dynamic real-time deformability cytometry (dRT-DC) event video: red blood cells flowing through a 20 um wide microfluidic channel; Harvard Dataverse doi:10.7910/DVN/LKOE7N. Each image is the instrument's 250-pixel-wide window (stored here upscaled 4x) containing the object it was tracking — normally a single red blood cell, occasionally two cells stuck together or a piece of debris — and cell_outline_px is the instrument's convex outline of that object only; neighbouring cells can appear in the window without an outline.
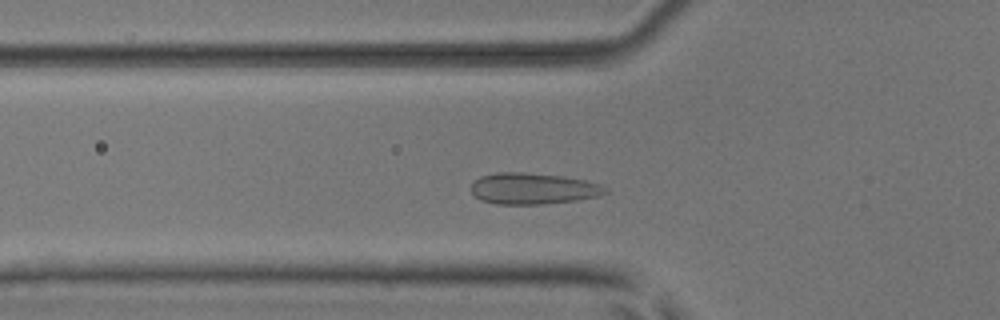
{"species": "common noctule bat (a hibernating species)", "species_latin": "Nyctalus noctula", "temperature_condition": "room temperature", "stored_images_in_passage": 46, "camera_frame_rate_fps": 3000, "um_per_image_px": 0.085, "animal": {"sex": "male", "body_mass_g": 17.9, "forearm_length_mm": 54.2}, "frame": {"image": 1, "passage_image": 12, "time_ms": 3.667, "image_size_px": [1000, 320], "cell_outline_px": [[608, 192], [600, 196], [576, 200], [544, 204], [496, 204], [480, 200], [468, 188], [480, 176], [496, 172], [524, 172], [564, 176], [588, 180], [600, 184], [608, 188]], "centroid_in_image_um": [45.33, 16.02], "position_along_channel_um": 80.5, "area_um2": 24.8}}
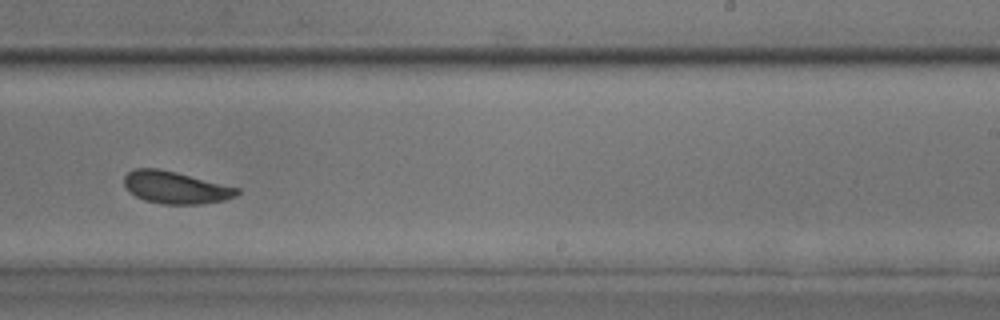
{"frame": {"image": 2, "passage_image": 27, "time_ms": 8.667, "image_size_px": [1000, 320], "cell_outline_px": [[240, 192], [236, 196], [224, 200], [200, 204], [160, 204], [144, 200], [128, 192], [124, 184], [124, 176], [128, 172], [136, 168], [156, 168], [176, 172], [240, 188]], "centroid_in_image_um": [14.91, 15.94], "position_along_channel_um": 274.1, "area_um2": 21.27}}
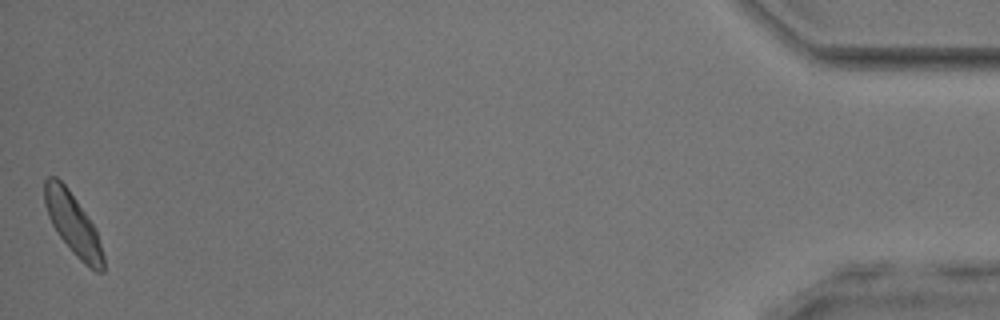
{"frame": {"image": 3, "passage_image": 46, "time_ms": 15.0, "image_size_px": [1000, 320], "cell_outline_px": [[104, 272], [96, 272], [84, 264], [72, 252], [60, 236], [52, 224], [48, 216], [44, 204], [44, 180], [48, 176], [56, 176], [68, 188], [96, 228], [104, 256]], "centroid_in_image_um": [6.2, 19.04], "position_along_channel_um": 429.0, "area_um2": 21.04}}